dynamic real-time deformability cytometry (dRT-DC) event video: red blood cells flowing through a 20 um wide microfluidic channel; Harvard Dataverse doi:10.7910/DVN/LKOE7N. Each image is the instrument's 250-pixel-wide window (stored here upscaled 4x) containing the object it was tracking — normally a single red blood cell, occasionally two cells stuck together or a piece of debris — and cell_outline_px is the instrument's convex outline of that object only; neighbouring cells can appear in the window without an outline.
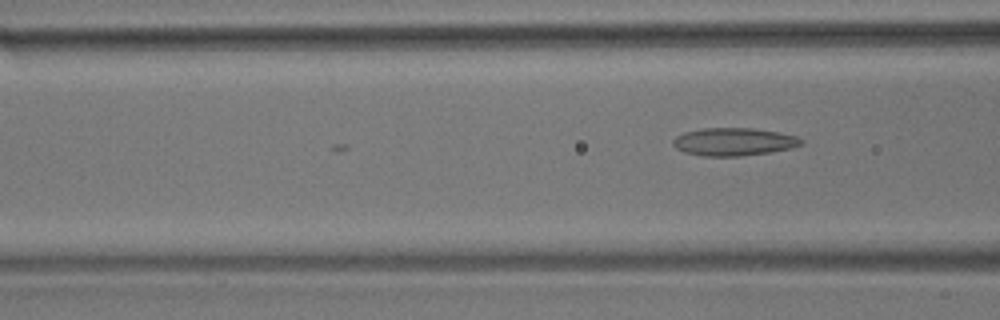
{"species": "common noctule bat (a hibernating species)", "species_latin": "Nyctalus noctula", "temperature_condition": "room temperature", "stored_images_in_passage": 14, "camera_frame_rate_fps": 3000, "um_per_image_px": 0.085, "animal": {"sex": "male", "body_mass_g": 17.9}, "frame": {"image": 1, "passage_image": 5, "time_ms": 1.333, "image_size_px": [1000, 320], "cell_outline_px": [[804, 140], [800, 144], [792, 148], [772, 152], [740, 156], [704, 156], [684, 152], [676, 148], [672, 144], [672, 140], [676, 136], [684, 132], [704, 128], [752, 128], [780, 132], [796, 136]], "centroid_in_image_um": [62.37, 12.05], "position_along_channel_um": 104.2, "area_um2": 20.87}}
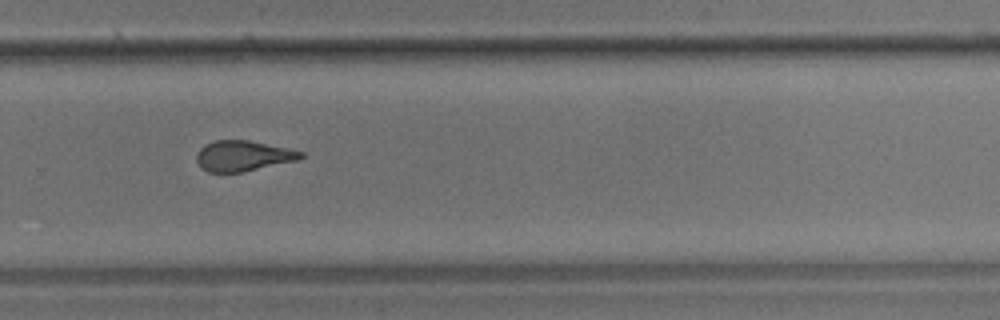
{"frame": {"image": 2, "passage_image": 10, "time_ms": 3.0, "image_size_px": [1000, 320], "cell_outline_px": [[304, 156], [296, 160], [244, 172], [208, 172], [200, 168], [196, 160], [196, 156], [200, 148], [204, 144], [216, 140], [248, 140], [288, 148], [304, 152]], "centroid_in_image_um": [20.63, 13.25], "position_along_channel_um": 309.2, "area_um2": 18.55}}
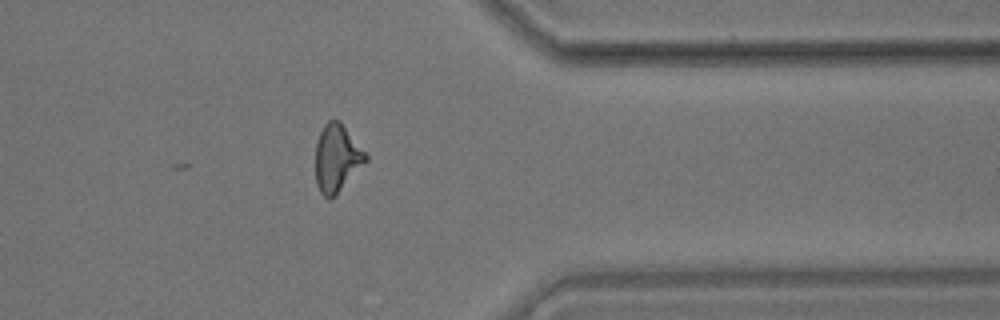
{"frame": {"image": 3, "passage_image": 12, "time_ms": 3.667, "image_size_px": [1000, 320], "cell_outline_px": [[368, 160], [336, 196], [332, 200], [328, 200], [320, 192], [316, 184], [316, 144], [320, 132], [324, 124], [328, 120], [340, 120], [368, 156]], "centroid_in_image_um": [28.63, 13.48], "position_along_channel_um": 382.8, "area_um2": 19.88}}